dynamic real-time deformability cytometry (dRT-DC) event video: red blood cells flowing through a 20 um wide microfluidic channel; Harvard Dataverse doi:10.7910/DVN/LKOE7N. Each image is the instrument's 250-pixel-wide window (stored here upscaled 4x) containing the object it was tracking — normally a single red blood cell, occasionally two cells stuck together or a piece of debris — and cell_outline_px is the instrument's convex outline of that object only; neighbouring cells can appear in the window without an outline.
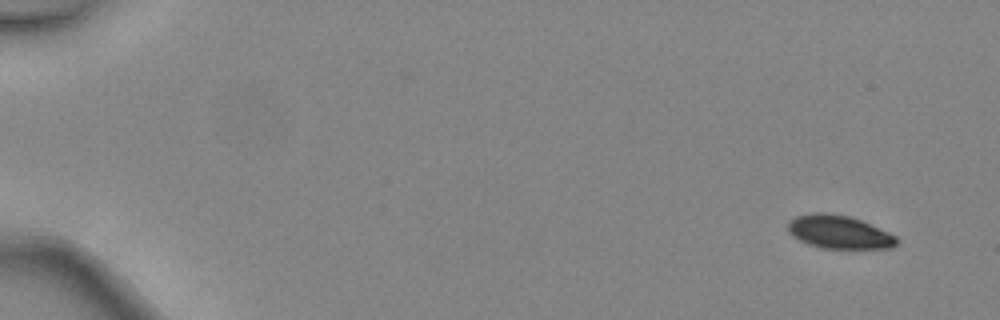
{"species": "common noctule bat (a hibernating species)", "species_latin": "Nyctalus noctula", "temperature_condition": "warm", "stored_images_in_passage": 5, "camera_frame_rate_fps": 3000, "um_per_image_px": 0.085, "animal": {"sex": "female", "body_mass_g": 24.6, "forearm_length_mm": 56.2}, "frame": {"image": 1, "passage_image": 1, "time_ms": 0.0, "image_size_px": [1000, 320], "cell_outline_px": [[900, 240], [892, 248], [820, 248], [808, 244], [792, 236], [788, 232], [788, 220], [796, 216], [816, 212], [824, 212], [848, 216], [860, 220], [888, 232], [896, 236]], "centroid_in_image_um": [71.3, 19.72], "position_along_channel_um": 13.7, "area_um2": 21.04}}
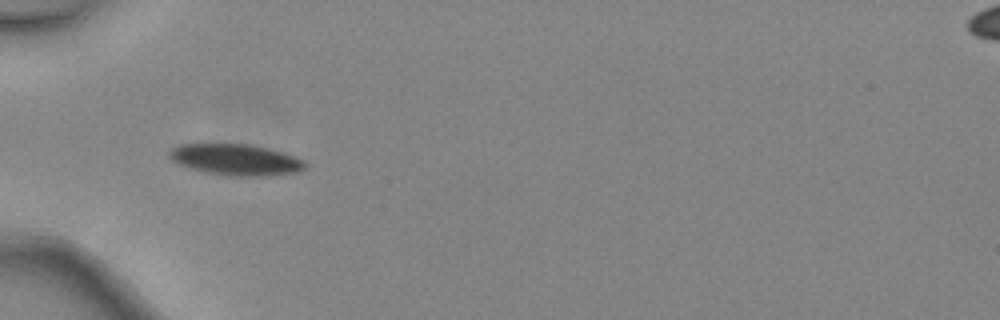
{"frame": {"image": 2, "passage_image": 5, "time_ms": 1.333, "image_size_px": [1000, 320], "cell_outline_px": [[308, 164], [300, 172], [268, 176], [224, 176], [204, 172], [176, 164], [168, 156], [168, 152], [172, 148], [180, 144], [252, 144], [284, 152], [304, 160]], "centroid_in_image_um": [20.05, 13.58], "position_along_channel_um": 64.9, "area_um2": 25.14}}